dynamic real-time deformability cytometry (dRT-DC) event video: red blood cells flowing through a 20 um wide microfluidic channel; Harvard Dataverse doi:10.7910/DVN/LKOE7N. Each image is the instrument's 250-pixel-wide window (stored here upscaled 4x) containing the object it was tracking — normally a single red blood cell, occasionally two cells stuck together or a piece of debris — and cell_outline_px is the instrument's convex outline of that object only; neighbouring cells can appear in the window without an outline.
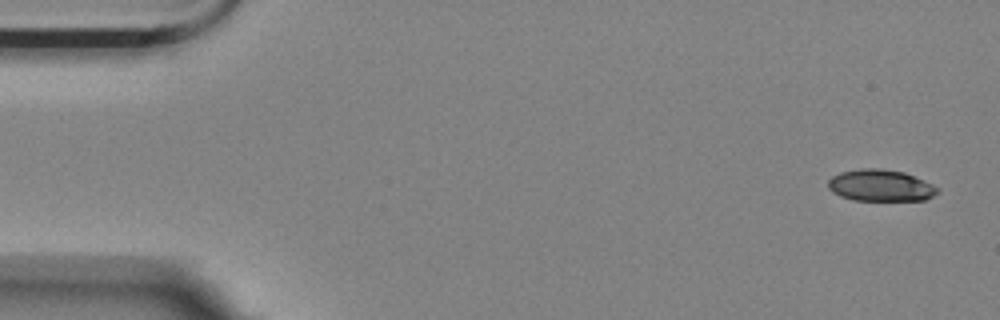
{"species": "Egyptian fruit bat (a non-hibernating species)", "species_latin": "Rousettus aegyptiacus", "temperature_condition": "room temperature", "stored_images_in_passage": 4, "camera_frame_rate_fps": 3000, "um_per_image_px": 0.085, "animal": {"sex": "female"}, "frame": {"image": 1, "passage_image": 1, "time_ms": 0.0, "image_size_px": [1000, 320], "cell_outline_px": [[940, 192], [924, 200], [852, 200], [840, 196], [832, 192], [828, 188], [828, 180], [832, 176], [840, 172], [860, 168], [880, 168], [904, 172], [924, 180], [940, 188]], "centroid_in_image_um": [74.84, 15.76], "position_along_channel_um": 10.2, "area_um2": 20.35}}
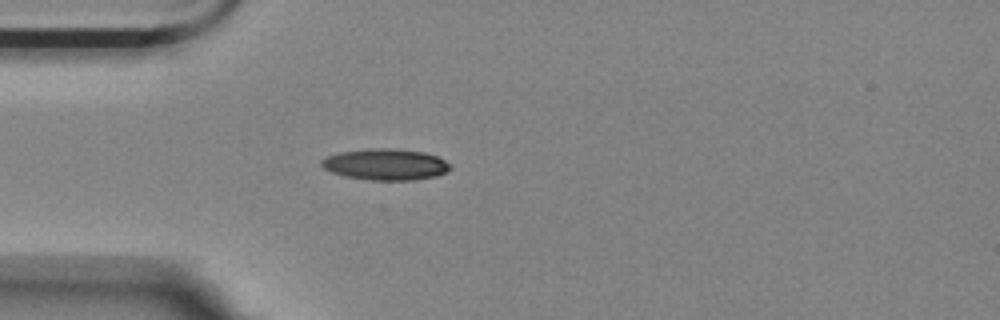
{"frame": {"image": 2, "passage_image": 4, "time_ms": 4.333, "image_size_px": [1000, 320], "cell_outline_px": [[452, 168], [448, 172], [436, 176], [412, 180], [372, 180], [348, 176], [332, 172], [324, 168], [320, 164], [320, 160], [328, 156], [340, 152], [368, 148], [392, 148], [424, 152], [436, 156], [452, 164]], "centroid_in_image_um": [32.81, 13.97], "position_along_channel_um": 52.2, "area_um2": 23.47}}